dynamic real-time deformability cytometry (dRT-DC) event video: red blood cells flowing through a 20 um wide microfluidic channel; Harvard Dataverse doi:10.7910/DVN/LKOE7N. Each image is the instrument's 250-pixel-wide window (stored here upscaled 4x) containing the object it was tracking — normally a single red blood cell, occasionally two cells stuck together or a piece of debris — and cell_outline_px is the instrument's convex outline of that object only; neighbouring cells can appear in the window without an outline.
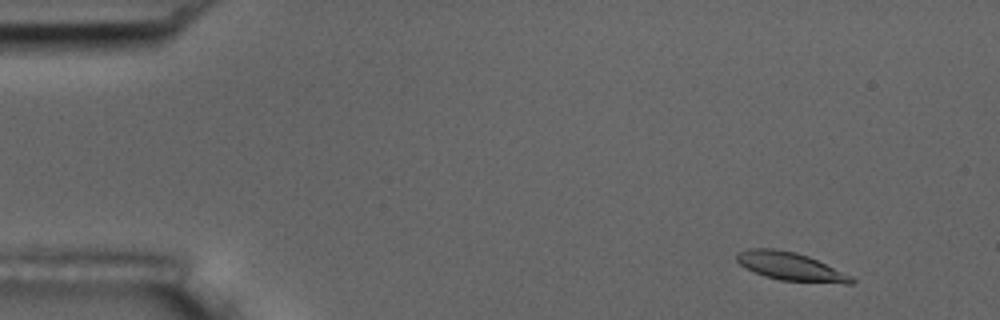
{"species": "common noctule bat (a hibernating species)", "species_latin": "Nyctalus noctula", "temperature_condition": "room temperature", "stored_images_in_passage": 5, "camera_frame_rate_fps": 3000, "um_per_image_px": 0.085, "animal": {"sex": "male", "body_mass_g": 17.5, "forearm_length_mm": 52.3}, "frame": {"image": 1, "passage_image": 2, "time_ms": 1.0, "image_size_px": [1000, 320], "cell_outline_px": [[856, 280], [852, 284], [844, 284], [780, 280], [764, 276], [740, 264], [736, 260], [736, 252], [748, 248], [772, 248], [796, 252], [808, 256], [852, 276]], "centroid_in_image_um": [67.2, 22.65], "position_along_channel_um": 17.8, "area_um2": 18.84}}
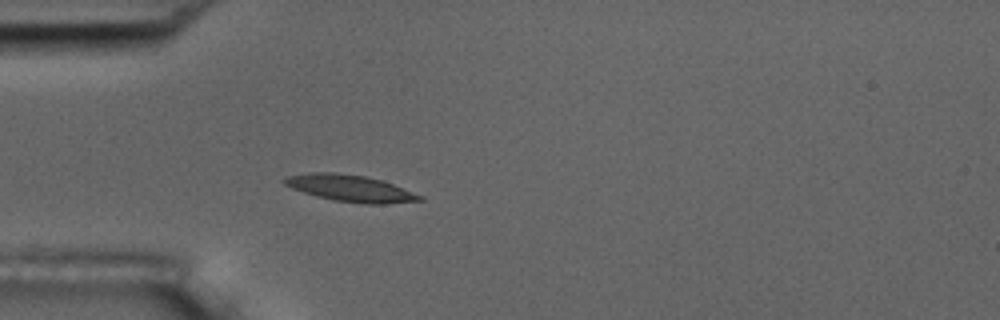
{"frame": {"image": 2, "passage_image": 5, "time_ms": 4.667, "image_size_px": [1000, 320], "cell_outline_px": [[424, 200], [384, 204], [364, 204], [332, 200], [316, 196], [292, 188], [284, 184], [280, 180], [288, 176], [308, 172], [336, 172], [364, 176], [380, 180], [392, 184], [424, 196]], "centroid_in_image_um": [29.75, 16.0], "position_along_channel_um": 55.2, "area_um2": 21.04}}